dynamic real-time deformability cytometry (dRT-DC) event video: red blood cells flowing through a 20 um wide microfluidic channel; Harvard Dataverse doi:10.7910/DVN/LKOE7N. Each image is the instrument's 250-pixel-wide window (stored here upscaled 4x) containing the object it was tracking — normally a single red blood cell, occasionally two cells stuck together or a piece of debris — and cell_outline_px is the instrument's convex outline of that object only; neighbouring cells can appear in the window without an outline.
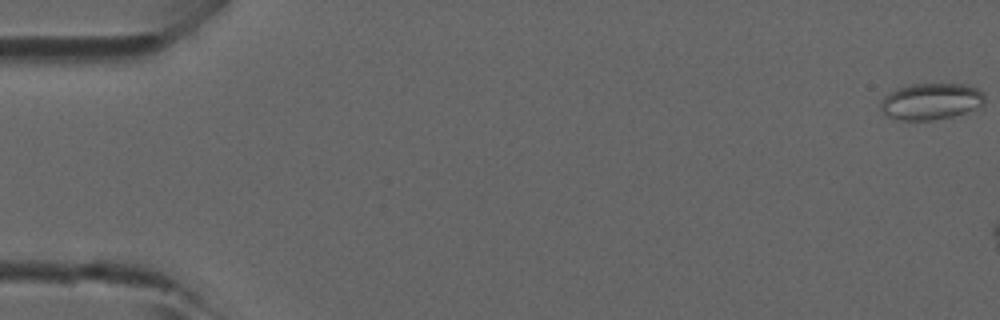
{"species": "common noctule bat (a hibernating species)", "species_latin": "Nyctalus noctula", "temperature_condition": "room temperature", "stored_images_in_passage": 3, "camera_frame_rate_fps": 3000, "um_per_image_px": 0.085, "animal": {"sex": "male", "forearm_length_mm": 52.5}, "frame": {"image": 1, "passage_image": 1, "time_ms": 0.0, "image_size_px": [1000, 320], "cell_outline_px": [[984, 104], [964, 112], [952, 116], [932, 120], [900, 120], [888, 116], [880, 108], [880, 104], [884, 96], [900, 88], [912, 84], [968, 84], [984, 92]], "centroid_in_image_um": [79.15, 8.61], "position_along_channel_um": 5.9, "area_um2": 21.85}}